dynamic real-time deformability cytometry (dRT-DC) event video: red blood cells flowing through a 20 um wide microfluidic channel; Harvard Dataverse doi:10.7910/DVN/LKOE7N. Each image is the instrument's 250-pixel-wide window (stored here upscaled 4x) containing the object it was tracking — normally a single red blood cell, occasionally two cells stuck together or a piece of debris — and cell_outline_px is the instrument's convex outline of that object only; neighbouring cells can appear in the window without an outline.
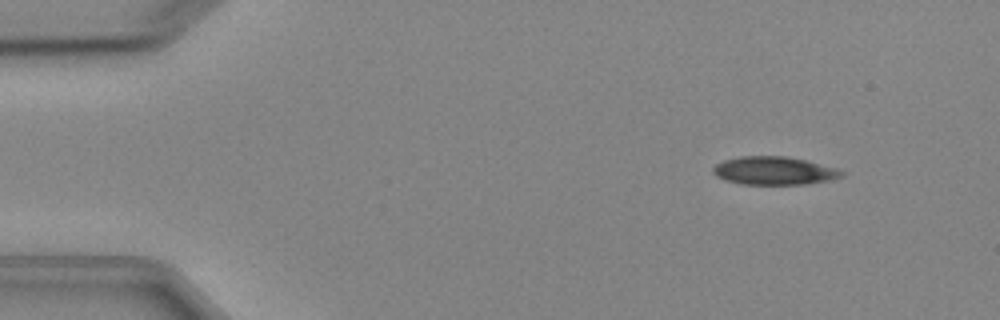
{"species": "Egyptian fruit bat (a non-hibernating species)", "species_latin": "Rousettus aegyptiacus", "temperature_condition": "cold", "stored_images_in_passage": 6, "camera_frame_rate_fps": 3000, "um_per_image_px": 0.085, "animal": {"sex": "female"}, "frame": {"image": 1, "passage_image": 2, "time_ms": 1.0, "image_size_px": [1000, 320], "cell_outline_px": [[844, 176], [828, 180], [804, 184], [740, 184], [724, 180], [716, 176], [712, 172], [712, 168], [716, 164], [724, 160], [740, 156], [784, 156], [804, 160], [836, 168], [844, 172]], "centroid_in_image_um": [65.75, 14.51], "position_along_channel_um": 19.3, "area_um2": 20.98}}